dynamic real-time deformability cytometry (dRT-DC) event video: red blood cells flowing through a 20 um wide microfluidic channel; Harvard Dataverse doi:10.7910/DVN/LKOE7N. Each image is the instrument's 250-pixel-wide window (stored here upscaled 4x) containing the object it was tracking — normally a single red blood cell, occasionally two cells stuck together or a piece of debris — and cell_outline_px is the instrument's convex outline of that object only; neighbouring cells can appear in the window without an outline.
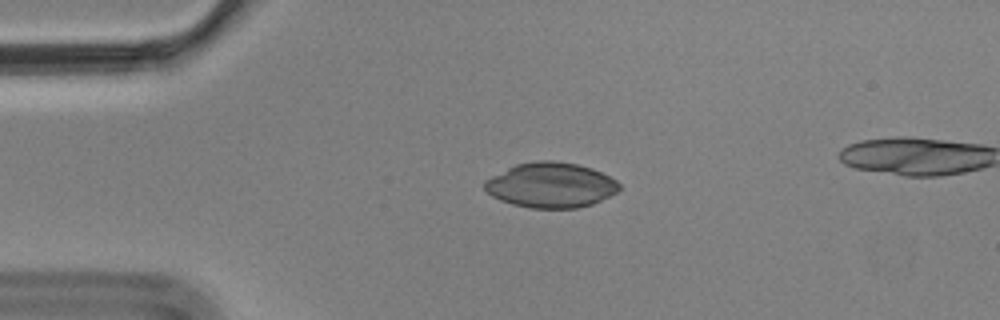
{"species": "Egyptian fruit bat (a non-hibernating species)", "species_latin": "Rousettus aegyptiacus", "temperature_condition": "cold", "stored_images_in_passage": 4, "segment_of_instrument_passage": [1, 2], "camera_frame_rate_fps": 3000, "um_per_image_px": 0.085, "animal": {"sex": "male"}, "frame": {"image": 1, "passage_image": 2, "time_ms": 0.333, "image_size_px": [1000, 320], "cell_outline_px": [[620, 188], [616, 192], [592, 204], [576, 208], [532, 208], [512, 204], [500, 200], [492, 196], [484, 188], [484, 180], [516, 164], [540, 160], [552, 160], [576, 164], [592, 168], [616, 180], [620, 184]], "centroid_in_image_um": [46.8, 15.73], "position_along_channel_um": 38.2, "area_um2": 35.14}}